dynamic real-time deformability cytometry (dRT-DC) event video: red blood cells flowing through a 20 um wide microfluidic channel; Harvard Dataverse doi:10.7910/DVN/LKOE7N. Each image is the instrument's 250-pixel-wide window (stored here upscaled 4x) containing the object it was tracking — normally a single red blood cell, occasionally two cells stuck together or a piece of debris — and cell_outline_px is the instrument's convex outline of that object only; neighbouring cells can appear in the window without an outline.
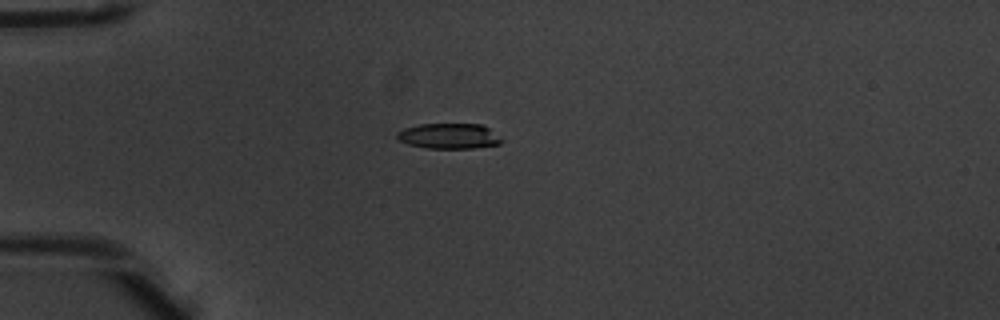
{"species": "common noctule bat (a hibernating species)", "species_latin": "Nyctalus noctula", "temperature_condition": "warm", "stored_images_in_passage": 5, "camera_frame_rate_fps": 3000, "um_per_image_px": 0.085, "animal": {"sex": "male", "body_mass_g": 20.1, "forearm_length_mm": 53.5}, "frame": {"image": 1, "passage_image": 3, "time_ms": 0.667, "image_size_px": [1000, 320], "cell_outline_px": [[504, 140], [500, 144], [472, 148], [428, 148], [408, 144], [400, 140], [396, 136], [396, 132], [404, 128], [420, 124], [480, 124], [488, 128]], "centroid_in_image_um": [38.16, 11.56], "position_along_channel_um": 46.8, "area_um2": 15.37}}